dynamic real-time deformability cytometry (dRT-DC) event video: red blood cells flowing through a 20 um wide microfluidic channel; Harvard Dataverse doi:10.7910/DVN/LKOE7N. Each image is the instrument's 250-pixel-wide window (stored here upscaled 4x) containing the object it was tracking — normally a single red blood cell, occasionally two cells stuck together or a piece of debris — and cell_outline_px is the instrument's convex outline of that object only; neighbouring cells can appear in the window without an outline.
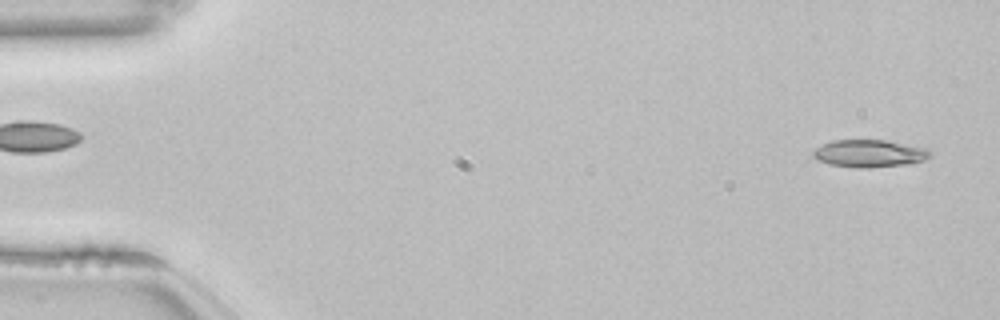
{"species": "common noctule bat (a hibernating species)", "species_latin": "Nyctalus noctula", "temperature_condition": "room temperature", "stored_images_in_passage": 53, "camera_frame_rate_fps": 3000, "um_per_image_px": 0.085, "animal": {"sex": "female", "body_mass_g": 22.7, "forearm_length_mm": 54.2}, "frame": {"image": 1, "passage_image": 2, "time_ms": 0.333, "image_size_px": [1000, 320], "cell_outline_px": [[932, 156], [924, 160], [908, 164], [868, 168], [860, 168], [828, 164], [812, 156], [812, 152], [820, 144], [832, 140], [884, 140], [928, 148], [932, 152]], "centroid_in_image_um": [73.91, 13.04], "position_along_channel_um": 11.1, "area_um2": 18.84}}
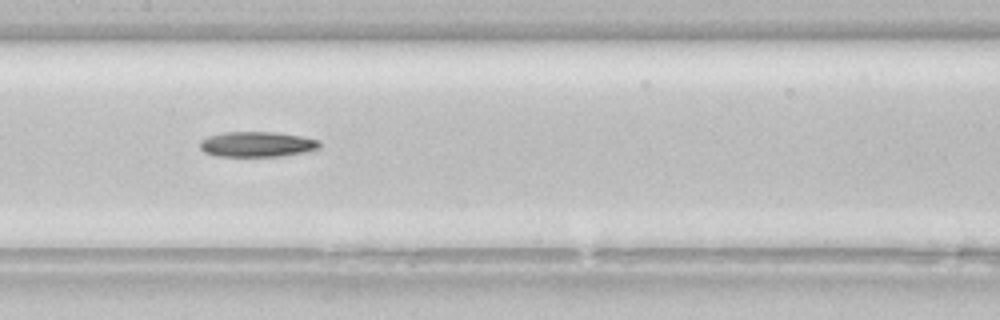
{"frame": {"image": 2, "passage_image": 26, "time_ms": 8.333, "image_size_px": [1000, 320], "cell_outline_px": [[320, 148], [304, 152], [284, 156], [216, 156], [204, 152], [200, 148], [200, 140], [208, 136], [224, 132], [276, 132], [304, 136], [320, 140]], "centroid_in_image_um": [21.87, 12.26], "position_along_channel_um": 185.5, "area_um2": 17.8}}
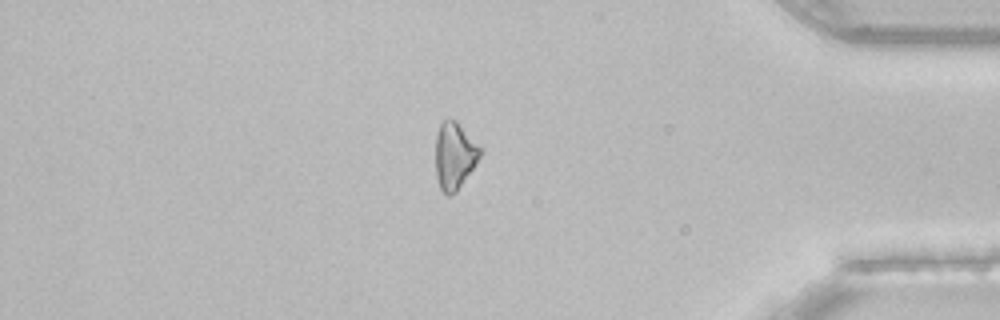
{"frame": {"image": 3, "passage_image": 45, "time_ms": 14.667, "image_size_px": [1000, 320], "cell_outline_px": [[480, 156], [456, 192], [452, 196], [448, 196], [440, 188], [436, 176], [436, 136], [440, 124], [448, 116], [456, 120], [480, 148]], "centroid_in_image_um": [38.59, 13.22], "position_along_channel_um": 396.6, "area_um2": 17.05}}